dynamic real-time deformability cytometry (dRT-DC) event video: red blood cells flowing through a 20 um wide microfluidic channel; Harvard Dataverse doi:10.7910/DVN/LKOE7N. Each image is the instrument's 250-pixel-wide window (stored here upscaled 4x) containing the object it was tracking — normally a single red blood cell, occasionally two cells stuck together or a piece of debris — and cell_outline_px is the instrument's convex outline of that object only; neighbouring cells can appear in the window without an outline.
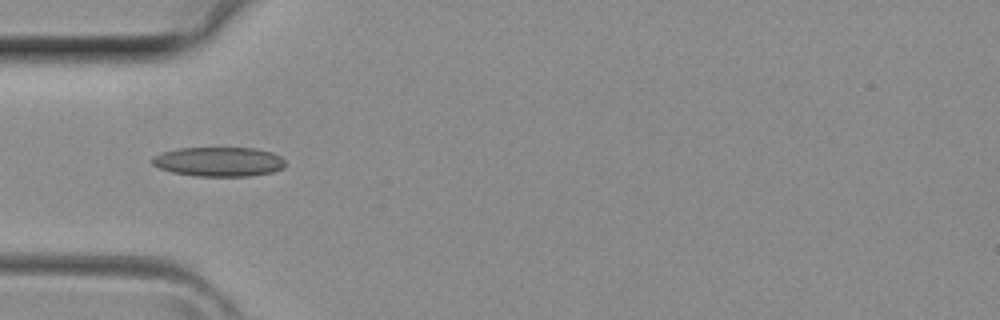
{"species": "common noctule bat (a hibernating species)", "species_latin": "Nyctalus noctula", "temperature_condition": "room temperature", "stored_images_in_passage": 31, "camera_frame_rate_fps": 3000, "um_per_image_px": 0.085, "animal": {"sex": "female", "body_mass_g": 29.2, "forearm_length_mm": 56.3}, "frame": {"image": 1, "passage_image": 4, "time_ms": 1.0, "image_size_px": [1000, 320], "cell_outline_px": [[284, 168], [272, 172], [252, 176], [196, 176], [172, 172], [160, 168], [152, 164], [152, 156], [176, 148], [256, 148], [272, 152], [280, 156], [284, 160]], "centroid_in_image_um": [18.61, 13.74], "position_along_channel_um": 66.4, "area_um2": 22.89}}
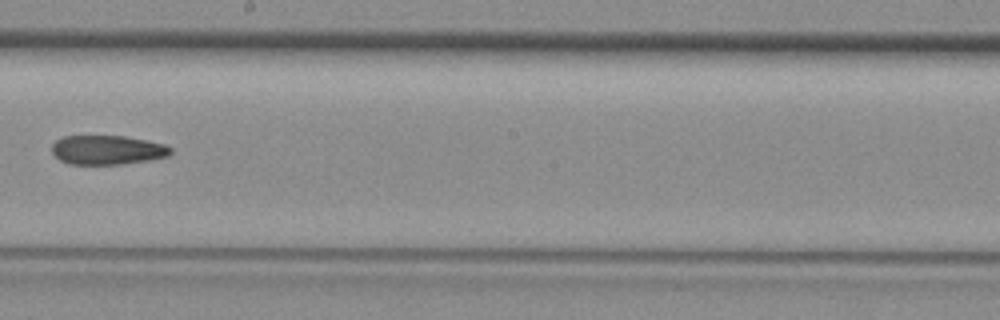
{"frame": {"image": 2, "passage_image": 14, "time_ms": 4.333, "image_size_px": [1000, 320], "cell_outline_px": [[172, 152], [168, 156], [152, 160], [120, 164], [68, 164], [60, 160], [52, 152], [52, 144], [56, 140], [64, 136], [124, 136], [164, 144], [172, 148]], "centroid_in_image_um": [9.13, 12.75], "position_along_channel_um": 239.1, "area_um2": 20.23}}
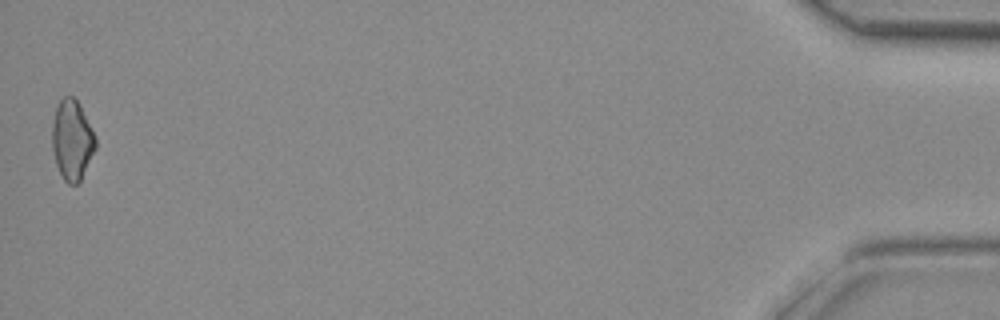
{"frame": {"image": 3, "passage_image": 31, "time_ms": 10.0, "image_size_px": [1000, 320], "cell_outline_px": [[96, 148], [80, 180], [76, 184], [68, 184], [64, 180], [56, 164], [52, 148], [52, 124], [56, 108], [60, 100], [64, 96], [72, 96], [76, 100], [92, 128], [96, 136]], "centroid_in_image_um": [6.12, 11.9], "position_along_channel_um": 429.1, "area_um2": 20.0}}